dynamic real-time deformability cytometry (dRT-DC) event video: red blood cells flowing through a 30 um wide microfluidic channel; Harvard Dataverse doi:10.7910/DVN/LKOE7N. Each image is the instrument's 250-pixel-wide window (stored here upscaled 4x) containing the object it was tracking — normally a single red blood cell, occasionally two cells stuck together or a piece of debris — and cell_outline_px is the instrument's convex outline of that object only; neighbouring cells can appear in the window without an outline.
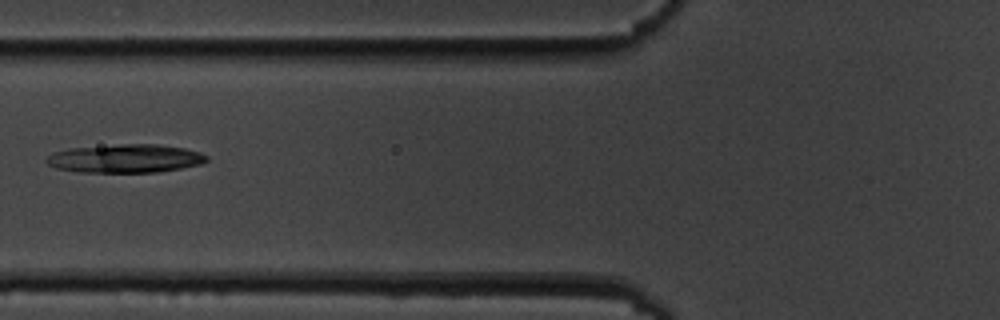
{"species": "common noctule bat (a hibernating species)", "species_latin": "Nyctalus noctula", "temperature_condition": "cold", "stored_images_in_passage": 13, "camera_frame_rate_fps": 3000, "um_per_image_px": 0.085, "animal": {"sex": "male", "body_mass_g": 19.5, "forearm_length_mm": 54.6}, "frame": {"image": 1, "passage_image": 6, "time_ms": 6.667, "image_size_px": [1000, 320], "cell_outline_px": [[208, 160], [200, 164], [160, 172], [80, 172], [56, 168], [48, 164], [44, 160], [52, 152], [72, 148], [120, 144], [156, 144], [184, 148], [200, 152], [208, 156]], "centroid_in_image_um": [10.65, 13.47], "position_along_channel_um": 115.2, "area_um2": 26.53}}
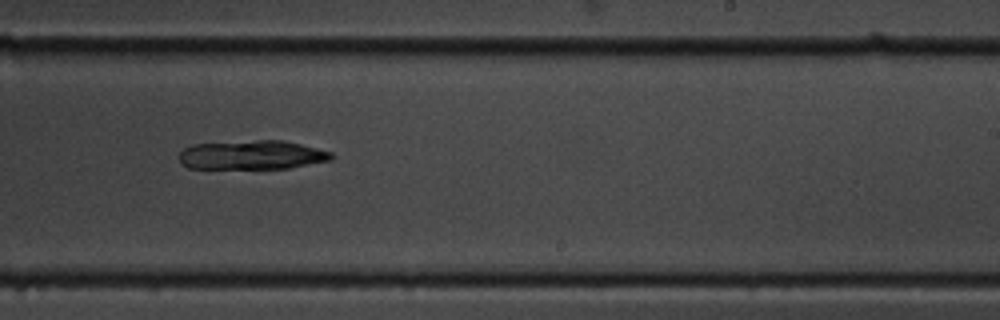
{"frame": {"image": 2, "passage_image": 10, "time_ms": 11.0, "image_size_px": [1000, 320], "cell_outline_px": [[332, 160], [288, 168], [188, 168], [180, 164], [180, 152], [184, 148], [192, 144], [256, 140], [280, 140], [300, 144], [332, 152]], "centroid_in_image_um": [21.39, 13.17], "position_along_channel_um": 267.6, "area_um2": 25.66}}
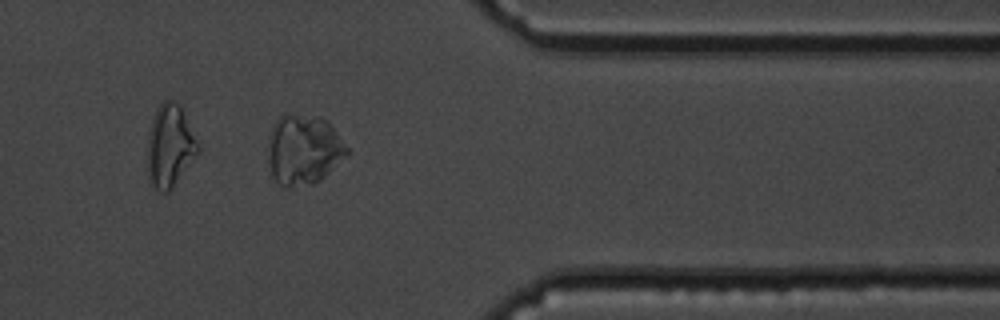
{"frame": {"image": 3, "passage_image": 13, "time_ms": 14.667, "image_size_px": [1000, 320], "cell_outline_px": [[352, 152], [320, 180], [312, 184], [288, 188], [284, 188], [272, 176], [268, 164], [268, 140], [272, 128], [276, 120], [284, 112], [320, 116], [328, 120]], "centroid_in_image_um": [25.82, 12.7], "position_along_channel_um": 385.6, "area_um2": 33.06}}